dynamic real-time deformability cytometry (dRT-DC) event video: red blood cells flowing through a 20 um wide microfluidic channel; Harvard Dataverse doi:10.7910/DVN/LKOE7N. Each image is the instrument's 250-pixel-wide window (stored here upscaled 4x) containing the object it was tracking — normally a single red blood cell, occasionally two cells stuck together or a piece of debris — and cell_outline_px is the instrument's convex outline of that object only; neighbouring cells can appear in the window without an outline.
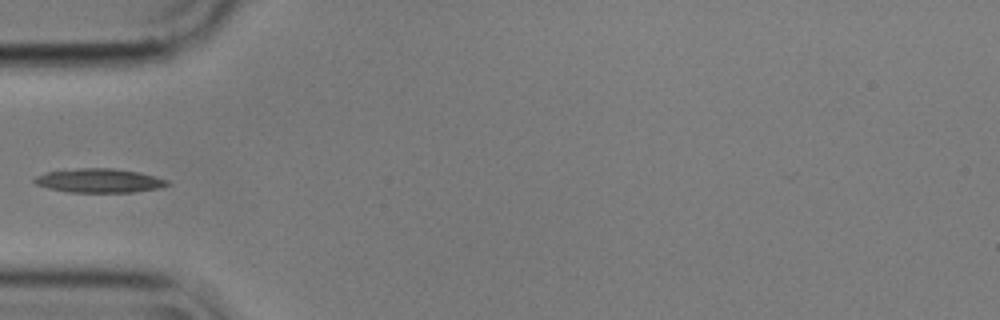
{"species": "common noctule bat (a hibernating species)", "species_latin": "Nyctalus noctula", "temperature_condition": "cold", "stored_images_in_passage": 9, "camera_frame_rate_fps": 3000, "um_per_image_px": 0.085, "animal": {"sex": "male", "body_mass_g": 17.9}, "frame": {"image": 1, "passage_image": 6, "time_ms": 1.667, "image_size_px": [1000, 320], "cell_outline_px": [[172, 184], [160, 188], [132, 192], [68, 192], [48, 188], [36, 184], [32, 180], [36, 176], [48, 172], [76, 168], [112, 168], [140, 172], [156, 176], [168, 180]], "centroid_in_image_um": [8.47, 15.35], "position_along_channel_um": 76.5, "area_um2": 18.67}}
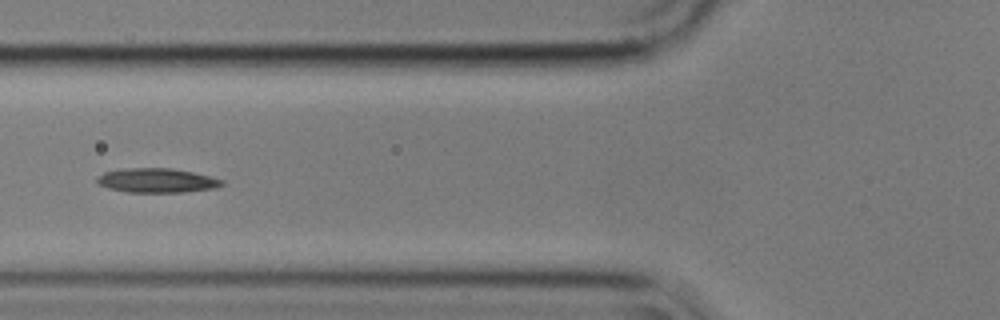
{"frame": {"image": 2, "passage_image": 7, "time_ms": 2.0, "image_size_px": [1000, 320], "cell_outline_px": [[224, 184], [216, 188], [184, 192], [128, 192], [108, 188], [96, 184], [96, 176], [104, 172], [128, 168], [172, 168], [212, 176], [224, 180]], "centroid_in_image_um": [13.33, 15.34], "position_along_channel_um": 112.5, "area_um2": 17.86}}
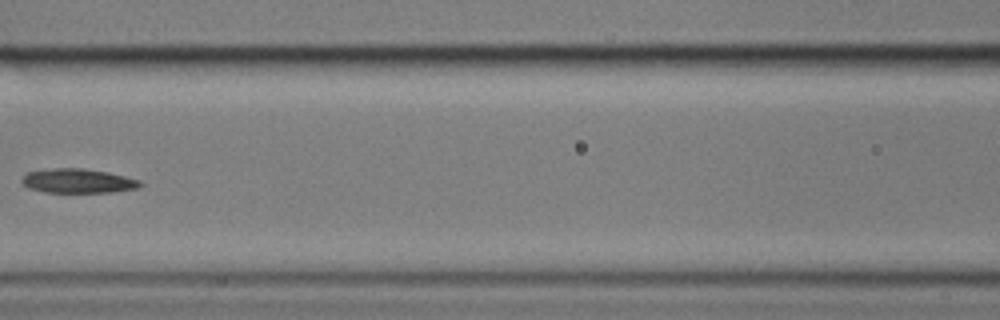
{"frame": {"image": 3, "passage_image": 8, "time_ms": 2.333, "image_size_px": [1000, 320], "cell_outline_px": [[144, 184], [140, 188], [112, 192], [44, 192], [28, 188], [20, 180], [28, 172], [52, 168], [84, 168], [108, 172], [140, 180]], "centroid_in_image_um": [6.66, 15.38], "position_along_channel_um": 159.9, "area_um2": 16.82}}